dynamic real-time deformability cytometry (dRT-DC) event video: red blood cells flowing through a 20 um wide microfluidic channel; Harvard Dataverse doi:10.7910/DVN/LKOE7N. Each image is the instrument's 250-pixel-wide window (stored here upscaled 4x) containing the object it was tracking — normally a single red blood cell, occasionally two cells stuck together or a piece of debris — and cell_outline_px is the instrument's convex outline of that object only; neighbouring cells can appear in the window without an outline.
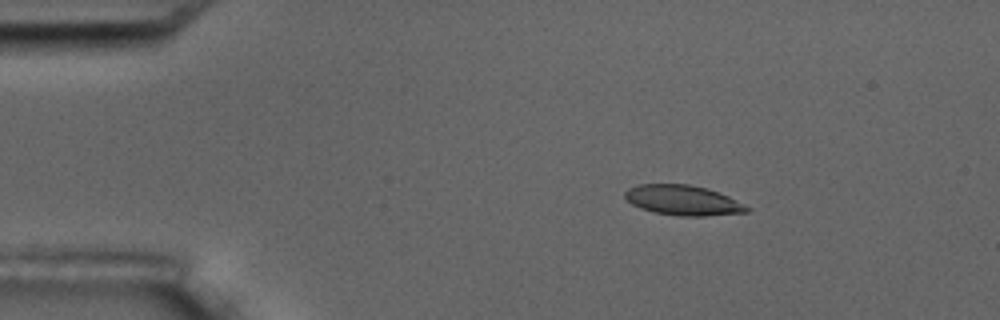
{"species": "common noctule bat (a hibernating species)", "species_latin": "Nyctalus noctula", "temperature_condition": "room temperature", "stored_images_in_passage": 4, "camera_frame_rate_fps": 3000, "um_per_image_px": 0.085, "animal": {"sex": "male", "body_mass_g": 17.5, "forearm_length_mm": 52.3}, "frame": {"image": 1, "passage_image": 2, "time_ms": 1.333, "image_size_px": [1000, 320], "cell_outline_px": [[752, 208], [748, 212], [704, 216], [680, 216], [656, 212], [640, 208], [632, 204], [624, 196], [624, 192], [628, 188], [640, 184], [688, 184], [704, 188], [728, 196]], "centroid_in_image_um": [58.05, 17.02], "position_along_channel_um": 26.9, "area_um2": 21.15}}